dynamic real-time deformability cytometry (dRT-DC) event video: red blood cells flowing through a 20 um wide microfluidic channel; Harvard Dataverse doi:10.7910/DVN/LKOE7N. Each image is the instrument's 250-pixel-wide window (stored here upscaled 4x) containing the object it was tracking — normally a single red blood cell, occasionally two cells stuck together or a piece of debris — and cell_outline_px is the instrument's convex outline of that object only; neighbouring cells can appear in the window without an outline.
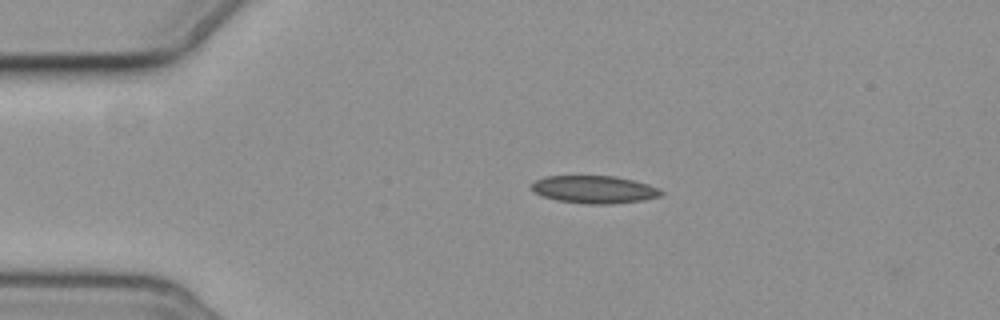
{"species": "common noctule bat (a hibernating species)", "species_latin": "Nyctalus noctula", "temperature_condition": "cold", "stored_images_in_passage": 5, "segment_of_instrument_passage": [1, 2], "camera_frame_rate_fps": 3000, "um_per_image_px": 0.085, "animal": {"sex": "female", "body_mass_g": 19.3, "forearm_length_mm": 54.1}, "frame": {"image": 1, "passage_image": 3, "time_ms": 2.333, "image_size_px": [1000, 320], "cell_outline_px": [[664, 192], [660, 196], [640, 200], [608, 204], [588, 204], [556, 200], [532, 192], [532, 184], [536, 180], [544, 176], [616, 176], [648, 184], [660, 188]], "centroid_in_image_um": [50.5, 16.1], "position_along_channel_um": 34.5, "area_um2": 20.75}}